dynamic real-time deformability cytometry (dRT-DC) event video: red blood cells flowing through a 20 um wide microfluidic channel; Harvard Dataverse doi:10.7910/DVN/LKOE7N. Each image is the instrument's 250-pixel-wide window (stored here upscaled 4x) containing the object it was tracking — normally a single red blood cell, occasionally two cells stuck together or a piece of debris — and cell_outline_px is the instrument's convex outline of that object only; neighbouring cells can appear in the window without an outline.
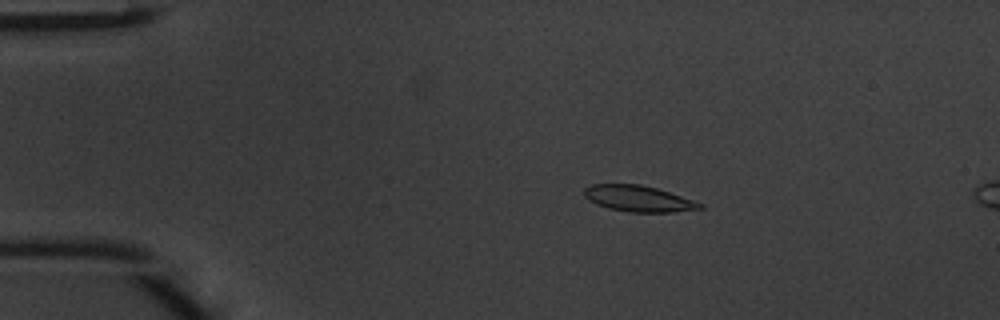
{"species": "common noctule bat (a hibernating species)", "species_latin": "Nyctalus noctula", "temperature_condition": "warm", "stored_images_in_passage": 49, "camera_frame_rate_fps": 3000, "um_per_image_px": 0.085, "animal": {"sex": "male", "body_mass_g": 20.1, "forearm_length_mm": 53.5}, "frame": {"image": 1, "passage_image": 10, "time_ms": 3.0, "image_size_px": [1000, 320], "cell_outline_px": [[704, 208], [672, 212], [628, 212], [608, 208], [596, 204], [584, 196], [584, 188], [592, 184], [640, 184], [656, 188], [704, 204]], "centroid_in_image_um": [54.24, 16.88], "position_along_channel_um": 30.8, "area_um2": 17.46}}
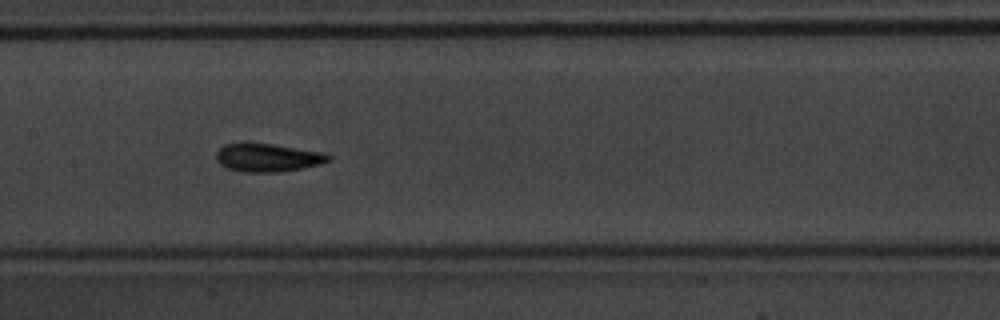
{"frame": {"image": 2, "passage_image": 25, "time_ms": 8.0, "image_size_px": [1000, 320], "cell_outline_px": [[332, 160], [320, 164], [280, 172], [244, 172], [228, 168], [220, 164], [216, 160], [216, 152], [224, 144], [244, 140], [248, 140], [324, 152], [332, 156]], "centroid_in_image_um": [22.72, 13.35], "position_along_channel_um": 184.7, "area_um2": 19.07}}
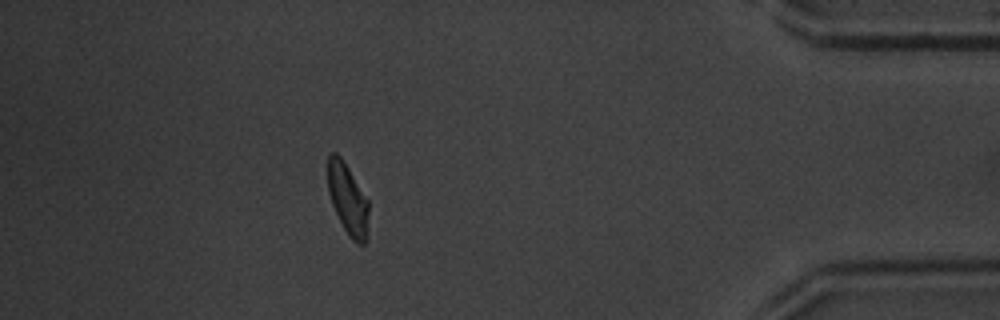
{"frame": {"image": 3, "passage_image": 44, "time_ms": 14.333, "image_size_px": [1000, 320], "cell_outline_px": [[368, 236], [364, 244], [356, 244], [348, 236], [332, 204], [328, 192], [328, 152], [336, 152], [340, 156], [348, 168], [368, 200]], "centroid_in_image_um": [29.56, 16.95], "position_along_channel_um": 405.6, "area_um2": 16.88}, "authors_computed_cell_mechanics": {"area_um2": 17.5712, "velocity_mm_per_s": 4.1883, "shape_relaxation_time_tau1_ms": 2.5329, "shape_relaxation_time_tau2_ms": 1.88, "deformation_change_tau1": 0.1354, "deformation_change_tau2": 0.0772}}